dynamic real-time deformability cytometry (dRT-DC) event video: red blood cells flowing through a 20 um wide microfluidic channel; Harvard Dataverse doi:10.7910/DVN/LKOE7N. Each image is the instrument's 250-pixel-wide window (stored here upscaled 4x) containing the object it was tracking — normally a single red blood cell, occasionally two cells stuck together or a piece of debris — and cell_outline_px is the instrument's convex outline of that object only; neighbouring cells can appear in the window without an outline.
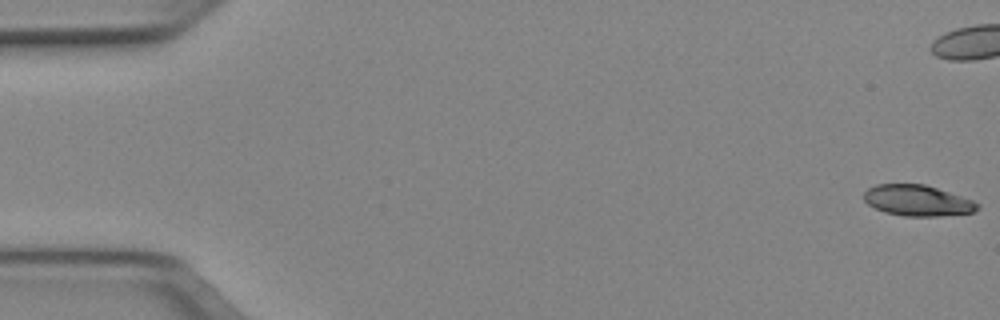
{"species": "Egyptian fruit bat (a non-hibernating species)", "species_latin": "Rousettus aegyptiacus", "temperature_condition": "cold", "stored_images_in_passage": 6, "camera_frame_rate_fps": 3000, "um_per_image_px": 0.085, "animal": {"sex": "female"}, "frame": {"image": 1, "passage_image": 1, "time_ms": 0.0, "image_size_px": [1000, 320], "cell_outline_px": [[980, 208], [972, 212], [940, 216], [904, 216], [884, 212], [868, 204], [864, 200], [864, 192], [868, 188], [876, 184], [924, 184], [972, 200], [980, 204]], "centroid_in_image_um": [77.97, 17.05], "position_along_channel_um": 7.0, "area_um2": 20.29}}
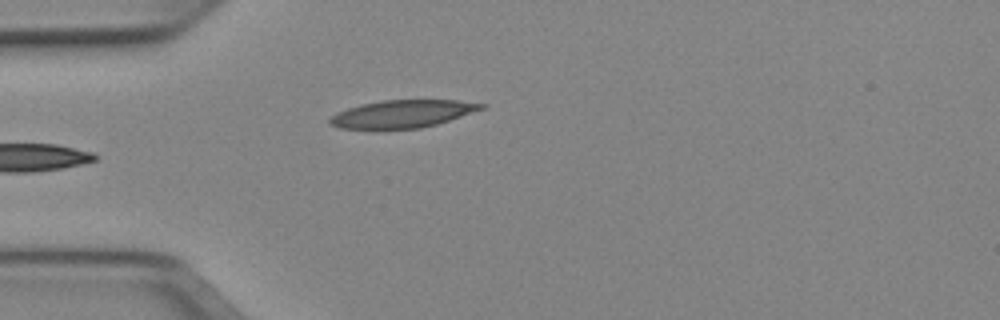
{"frame": {"image": 2, "passage_image": 6, "time_ms": 1.667, "image_size_px": [1000, 320], "cell_outline_px": [[488, 104], [484, 108], [436, 124], [420, 128], [340, 128], [328, 124], [328, 120], [336, 112], [360, 104], [380, 100], [456, 100]], "centroid_in_image_um": [34.17, 9.66], "position_along_channel_um": 50.8, "area_um2": 24.1}}